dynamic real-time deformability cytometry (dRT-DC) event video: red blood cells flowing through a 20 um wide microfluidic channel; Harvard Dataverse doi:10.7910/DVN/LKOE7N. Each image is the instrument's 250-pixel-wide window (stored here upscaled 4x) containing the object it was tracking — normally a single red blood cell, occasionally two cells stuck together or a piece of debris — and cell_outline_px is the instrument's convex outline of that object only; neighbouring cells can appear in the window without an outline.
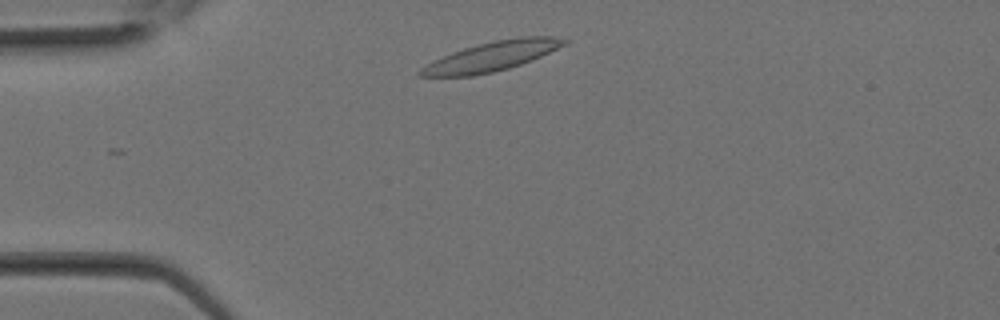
{"species": "Egyptian fruit bat (a non-hibernating species)", "species_latin": "Rousettus aegyptiacus", "temperature_condition": "room temperature", "stored_images_in_passage": 26, "camera_frame_rate_fps": 3000, "um_per_image_px": 0.085, "animal": {"sex": "female"}, "frame": {"image": 1, "passage_image": 2, "time_ms": 0.333, "image_size_px": [1000, 320], "cell_outline_px": [[572, 40], [568, 44], [532, 60], [508, 68], [492, 72], [472, 76], [420, 76], [416, 72], [420, 68], [432, 60], [452, 52], [464, 48], [496, 40], [520, 36], [552, 36]], "centroid_in_image_um": [41.83, 4.78], "position_along_channel_um": 43.2, "area_um2": 24.74}}
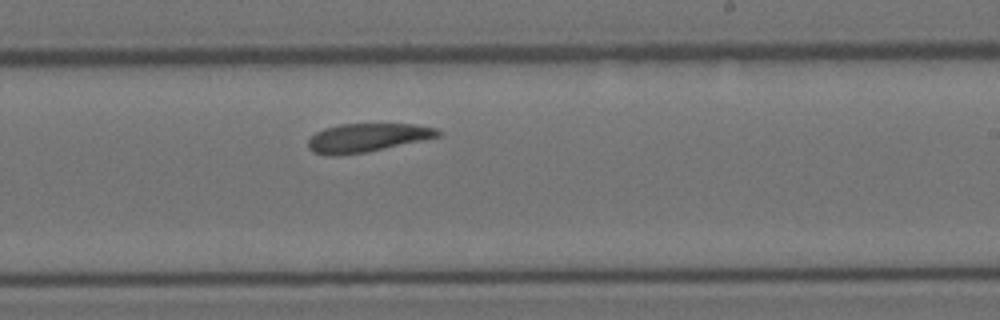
{"frame": {"image": 2, "passage_image": 13, "time_ms": 4.0, "image_size_px": [1000, 320], "cell_outline_px": [[440, 136], [368, 152], [336, 156], [328, 156], [312, 152], [308, 148], [308, 140], [316, 132], [324, 128], [340, 124], [416, 124], [436, 128], [440, 132]], "centroid_in_image_um": [31.16, 11.71], "position_along_channel_um": 257.8, "area_um2": 21.68}}
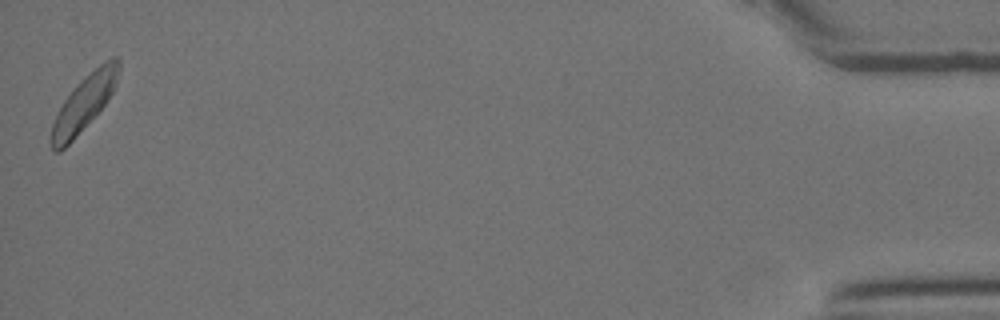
{"frame": {"image": 3, "passage_image": 25, "time_ms": 8.0, "image_size_px": [1000, 320], "cell_outline_px": [[120, 68], [116, 84], [112, 92], [104, 104], [72, 140], [60, 152], [52, 152], [52, 124], [64, 100], [104, 60], [112, 56], [120, 56]], "centroid_in_image_um": [7.19, 8.74], "position_along_channel_um": 428.0, "area_um2": 20.63}}